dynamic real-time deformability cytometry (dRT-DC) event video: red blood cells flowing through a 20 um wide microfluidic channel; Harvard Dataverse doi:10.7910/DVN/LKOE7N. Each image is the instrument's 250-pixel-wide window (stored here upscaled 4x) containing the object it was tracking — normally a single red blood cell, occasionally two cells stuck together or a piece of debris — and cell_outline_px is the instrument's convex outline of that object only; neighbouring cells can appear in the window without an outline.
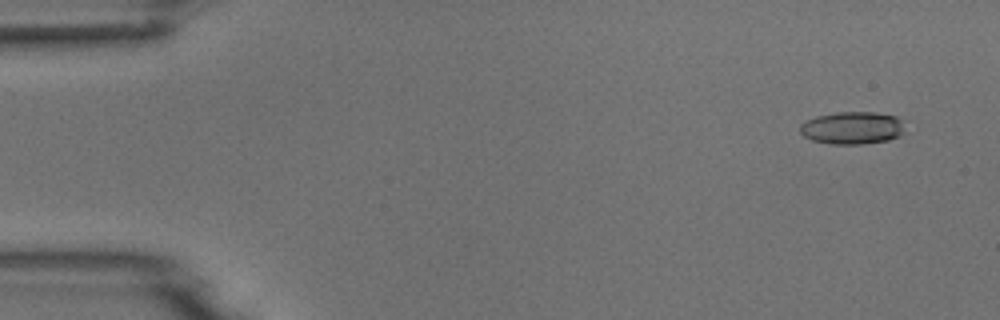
{"species": "common noctule bat (a hibernating species)", "species_latin": "Nyctalus noctula", "temperature_condition": "room temperature", "stored_images_in_passage": 9, "camera_frame_rate_fps": 3000, "um_per_image_px": 0.085, "animal": {"sex": "male", "body_mass_g": 18.8}, "frame": {"image": 1, "passage_image": 1, "time_ms": 0.0, "image_size_px": [1000, 320], "cell_outline_px": [[904, 132], [900, 136], [888, 140], [860, 144], [828, 144], [812, 140], [804, 136], [800, 132], [800, 124], [816, 116], [836, 112], [876, 112], [896, 116], [904, 120]], "centroid_in_image_um": [72.48, 10.87], "position_along_channel_um": 12.5, "area_um2": 20.11}}
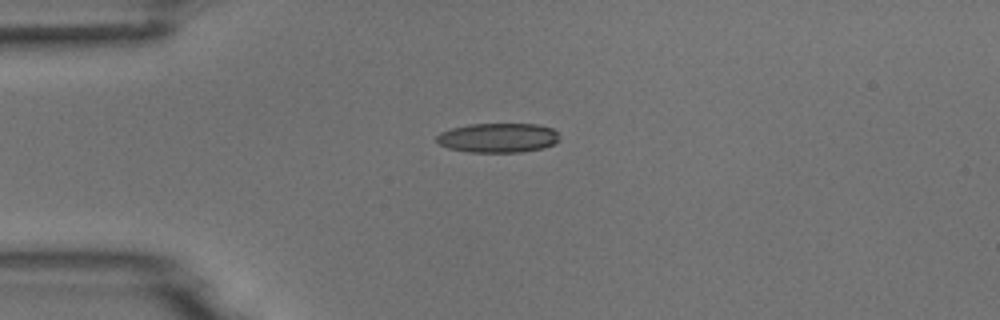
{"frame": {"image": 2, "passage_image": 4, "time_ms": 3.333, "image_size_px": [1000, 320], "cell_outline_px": [[560, 140], [544, 148], [520, 152], [468, 152], [448, 148], [440, 144], [436, 140], [436, 136], [440, 132], [452, 128], [468, 124], [536, 124], [552, 128], [556, 132]], "centroid_in_image_um": [42.32, 11.71], "position_along_channel_um": 42.7, "area_um2": 21.1}}